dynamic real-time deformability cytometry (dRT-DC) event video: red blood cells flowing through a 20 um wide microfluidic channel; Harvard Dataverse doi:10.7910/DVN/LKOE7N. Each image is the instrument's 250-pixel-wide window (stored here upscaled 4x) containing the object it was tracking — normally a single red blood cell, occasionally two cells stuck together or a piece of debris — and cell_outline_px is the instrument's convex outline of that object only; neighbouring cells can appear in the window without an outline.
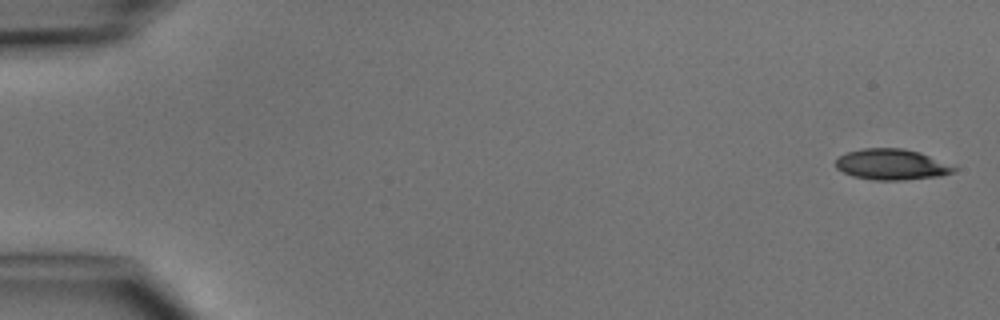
{"species": "common noctule bat (a hibernating species)", "species_latin": "Nyctalus noctula", "temperature_condition": "cold", "stored_images_in_passage": 4, "camera_frame_rate_fps": 3000, "um_per_image_px": 0.085, "animal": {"sex": "male", "body_mass_g": 15.6}, "frame": {"image": 1, "passage_image": 1, "time_ms": 0.0, "image_size_px": [1000, 320], "cell_outline_px": [[956, 168], [952, 172], [940, 176], [900, 180], [876, 180], [852, 176], [836, 168], [836, 160], [840, 156], [848, 152], [864, 148], [904, 148], [920, 152], [956, 164]], "centroid_in_image_um": [75.85, 13.97], "position_along_channel_um": 9.1, "area_um2": 21.39}}
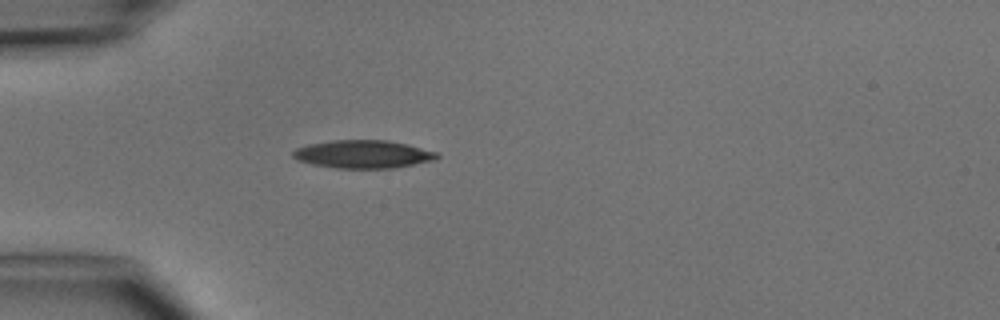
{"frame": {"image": 2, "passage_image": 4, "time_ms": 4.333, "image_size_px": [1000, 320], "cell_outline_px": [[440, 156], [436, 160], [396, 168], [336, 168], [312, 164], [296, 160], [292, 156], [292, 152], [296, 148], [308, 144], [332, 140], [388, 140], [408, 144], [440, 152]], "centroid_in_image_um": [30.91, 13.1], "position_along_channel_um": 54.1, "area_um2": 23.87}}